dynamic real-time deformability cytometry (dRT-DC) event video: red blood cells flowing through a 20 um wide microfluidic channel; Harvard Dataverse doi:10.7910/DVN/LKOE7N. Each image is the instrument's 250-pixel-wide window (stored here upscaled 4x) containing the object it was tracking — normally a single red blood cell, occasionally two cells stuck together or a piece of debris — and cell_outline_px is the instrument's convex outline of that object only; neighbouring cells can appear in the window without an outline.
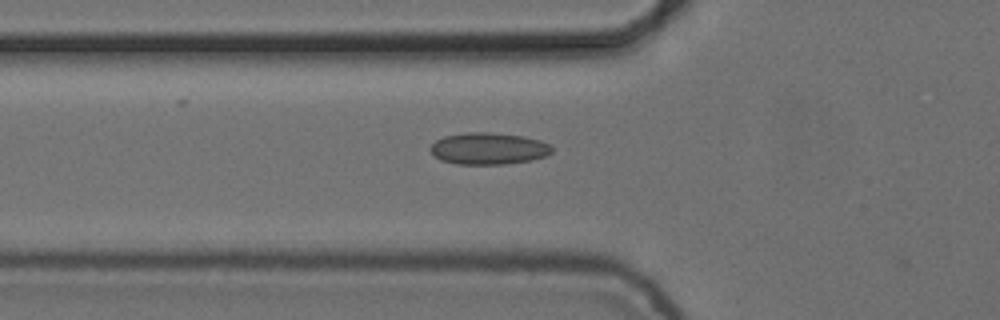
{"species": "common noctule bat (a hibernating species)", "species_latin": "Nyctalus noctula", "temperature_condition": "cold", "stored_images_in_passage": 35, "camera_frame_rate_fps": 3000, "um_per_image_px": 0.085, "animal": {"sex": "female", "body_mass_g": 24.6, "forearm_length_mm": 56.2}, "frame": {"image": 1, "passage_image": 2, "time_ms": 0.333, "image_size_px": [1000, 320], "cell_outline_px": [[552, 152], [548, 156], [532, 160], [504, 164], [456, 164], [440, 160], [428, 148], [436, 140], [444, 136], [464, 132], [488, 132], [524, 136], [540, 140], [548, 144], [552, 148]], "centroid_in_image_um": [41.52, 12.62], "position_along_channel_um": 84.3, "area_um2": 22.66}}
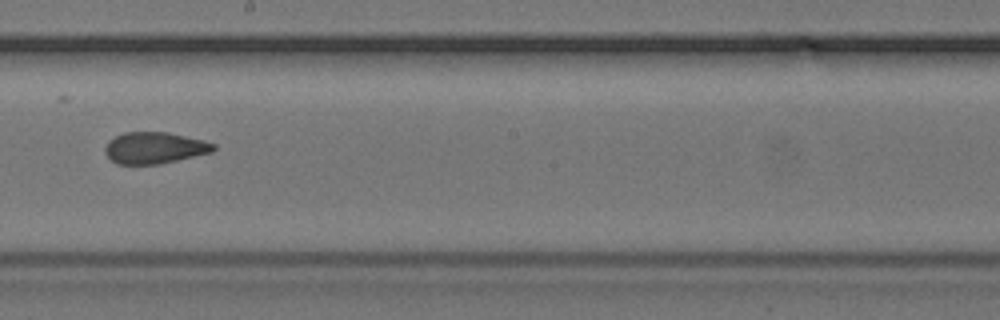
{"frame": {"image": 2, "passage_image": 14, "time_ms": 4.333, "image_size_px": [1000, 320], "cell_outline_px": [[216, 148], [212, 152], [160, 164], [116, 164], [104, 152], [104, 148], [108, 140], [124, 132], [168, 132], [204, 140], [216, 144]], "centroid_in_image_um": [13.13, 12.56], "position_along_channel_um": 235.1, "area_um2": 20.0}}
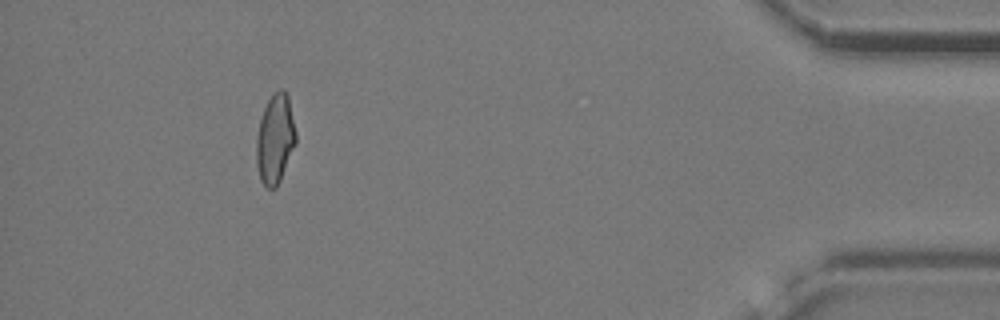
{"frame": {"image": 3, "passage_image": 33, "time_ms": 10.667, "image_size_px": [1000, 320], "cell_outline_px": [[296, 144], [280, 180], [276, 188], [268, 188], [260, 180], [256, 164], [256, 136], [260, 120], [264, 108], [272, 92], [280, 88], [284, 88], [288, 96], [296, 132]], "centroid_in_image_um": [23.38, 11.79], "position_along_channel_um": 411.8, "area_um2": 20.75}}